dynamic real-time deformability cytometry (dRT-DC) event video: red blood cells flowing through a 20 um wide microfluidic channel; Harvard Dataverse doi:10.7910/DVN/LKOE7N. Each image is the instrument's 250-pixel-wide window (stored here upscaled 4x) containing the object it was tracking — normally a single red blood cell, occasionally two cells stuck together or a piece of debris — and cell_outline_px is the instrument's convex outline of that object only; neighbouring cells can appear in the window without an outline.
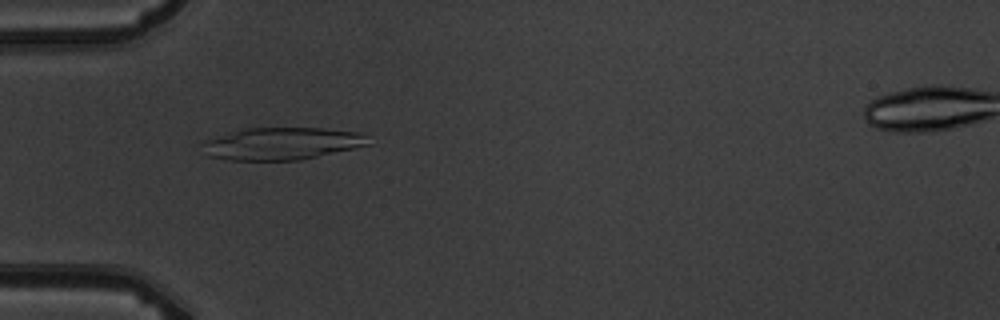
{"species": "common noctule bat (a hibernating species)", "species_latin": "Nyctalus noctula", "temperature_condition": "warm", "stored_images_in_passage": 2, "camera_frame_rate_fps": 3000, "um_per_image_px": 0.085, "animal": {"sex": "male", "body_mass_g": 19.5, "forearm_length_mm": 54.6}, "frame": {"image": 1, "passage_image": 1, "time_ms": 0.0, "image_size_px": [1000, 320], "cell_outline_px": [[372, 144], [300, 160], [232, 160], [208, 156], [200, 144], [204, 140], [244, 128], [324, 128], [360, 132]], "centroid_in_image_um": [23.94, 12.2], "position_along_channel_um": 61.1, "area_um2": 31.15}}
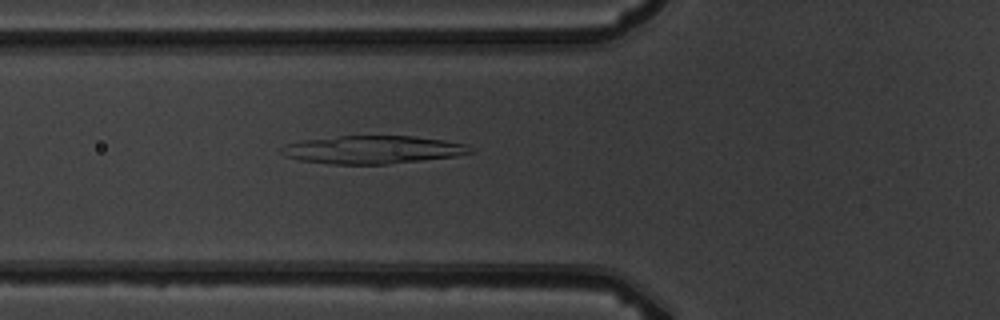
{"frame": {"image": 2, "passage_image": 2, "time_ms": 1.0, "image_size_px": [1000, 320], "cell_outline_px": [[476, 152], [456, 156], [388, 164], [332, 164], [300, 160], [284, 156], [280, 152], [280, 148], [284, 144], [300, 140], [340, 136], [412, 136], [444, 140], [468, 144]], "centroid_in_image_um": [31.68, 12.72], "position_along_channel_um": 94.1, "area_um2": 31.04}}